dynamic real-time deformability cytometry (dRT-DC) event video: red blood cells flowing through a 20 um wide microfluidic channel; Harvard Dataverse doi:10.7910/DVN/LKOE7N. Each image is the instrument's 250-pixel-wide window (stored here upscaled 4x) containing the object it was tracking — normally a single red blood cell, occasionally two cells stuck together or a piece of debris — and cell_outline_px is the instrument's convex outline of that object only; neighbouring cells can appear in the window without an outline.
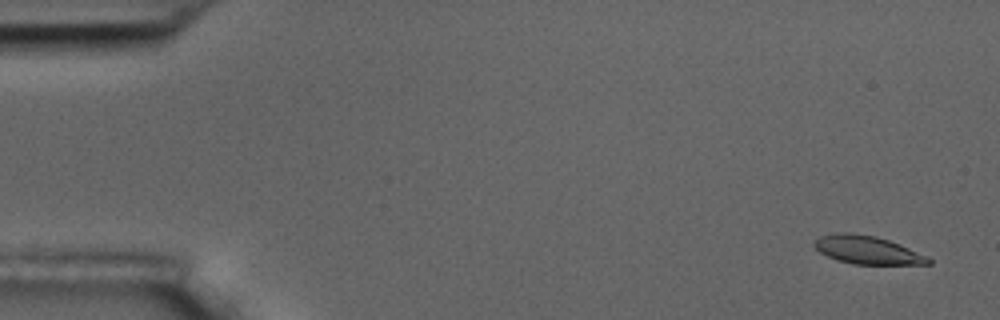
{"species": "common noctule bat (a hibernating species)", "species_latin": "Nyctalus noctula", "temperature_condition": "room temperature", "stored_images_in_passage": 56, "camera_frame_rate_fps": 3000, "um_per_image_px": 0.085, "animal": {"sex": "male", "body_mass_g": 17.5, "forearm_length_mm": 52.3}, "frame": {"image": 1, "passage_image": 3, "time_ms": 0.667, "image_size_px": [1000, 320], "cell_outline_px": [[932, 264], [852, 264], [836, 260], [820, 252], [812, 244], [820, 236], [836, 232], [848, 232], [876, 236], [900, 244], [932, 260]], "centroid_in_image_um": [73.67, 21.24], "position_along_channel_um": 11.3, "area_um2": 18.55}}
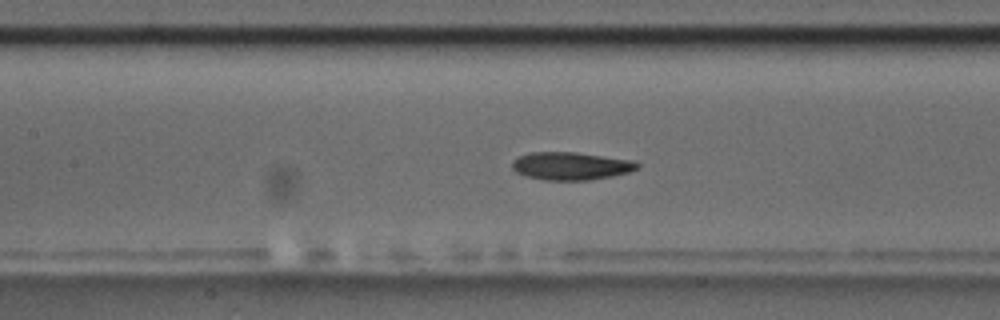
{"frame": {"image": 2, "passage_image": 26, "time_ms": 8.333, "image_size_px": [1000, 320], "cell_outline_px": [[640, 168], [628, 172], [612, 176], [588, 180], [544, 180], [528, 176], [516, 172], [512, 168], [512, 160], [528, 152], [576, 152], [632, 160], [640, 164]], "centroid_in_image_um": [48.53, 14.1], "position_along_channel_um": 158.9, "area_um2": 20.29}}
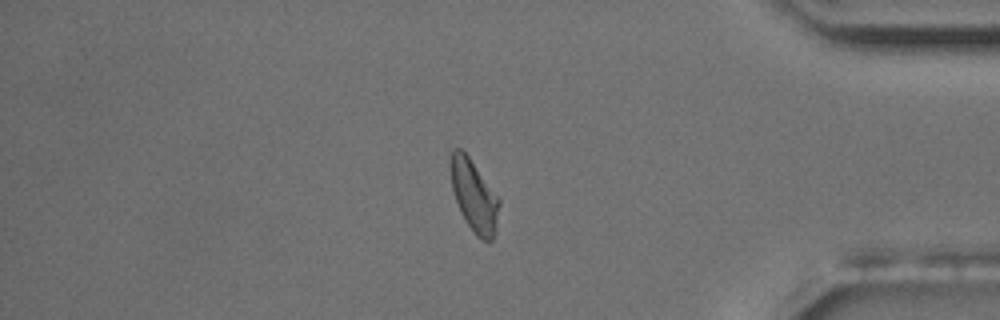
{"frame": {"image": 3, "passage_image": 48, "time_ms": 15.667, "image_size_px": [1000, 320], "cell_outline_px": [[500, 204], [496, 232], [492, 240], [488, 244], [480, 240], [476, 236], [460, 212], [452, 188], [448, 164], [452, 152], [456, 148], [460, 148], [468, 156], [500, 200]], "centroid_in_image_um": [40.29, 16.69], "position_along_channel_um": 394.9, "area_um2": 20.4}, "authors_computed_cell_mechanics": {"area_um2": 20.2011, "velocity_mm_per_s": 3.6102, "shape_relaxation_time_tau1_ms": 7.018, "shape_relaxation_time_tau2_ms": 4.3712, "deformation_change_tau1": 0.173, "deformation_change_tau2": 0.1098}}